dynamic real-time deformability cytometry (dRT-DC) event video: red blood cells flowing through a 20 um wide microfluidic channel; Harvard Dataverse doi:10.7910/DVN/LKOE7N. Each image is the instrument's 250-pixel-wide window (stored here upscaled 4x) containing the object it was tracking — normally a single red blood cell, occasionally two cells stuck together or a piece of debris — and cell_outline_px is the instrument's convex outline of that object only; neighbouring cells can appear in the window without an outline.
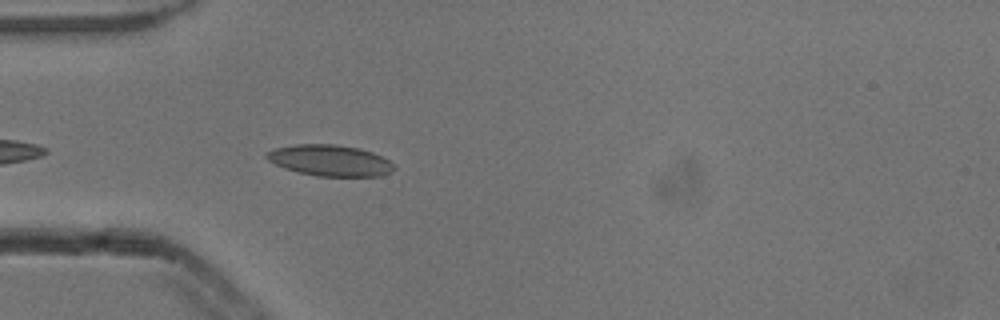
{"species": "common noctule bat (a hibernating species)", "species_latin": "Nyctalus noctula", "temperature_condition": "cold", "stored_images_in_passage": 16, "camera_frame_rate_fps": 3000, "um_per_image_px": 0.085, "animal": {"sex": "male", "body_mass_g": 13.3}, "frame": {"image": 1, "passage_image": 3, "time_ms": 0.667, "image_size_px": [1000, 320], "cell_outline_px": [[396, 168], [380, 176], [316, 176], [284, 168], [268, 160], [264, 156], [264, 152], [272, 148], [296, 144], [332, 144], [360, 148], [372, 152], [388, 160]], "centroid_in_image_um": [27.99, 13.63], "position_along_channel_um": 57.0, "area_um2": 23.06}}
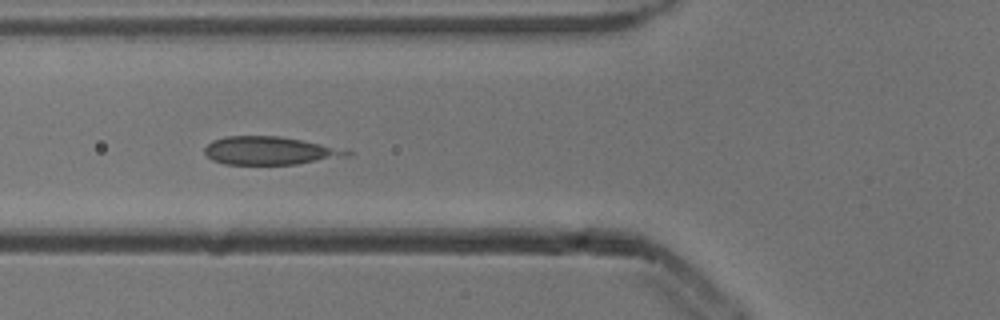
{"frame": {"image": 2, "passage_image": 7, "time_ms": 2.0, "image_size_px": [1000, 320], "cell_outline_px": [[356, 152], [352, 156], [296, 164], [224, 164], [212, 160], [204, 152], [204, 148], [212, 140], [224, 136], [276, 136], [300, 140]], "centroid_in_image_um": [22.92, 12.81], "position_along_channel_um": 102.9, "area_um2": 23.18}}
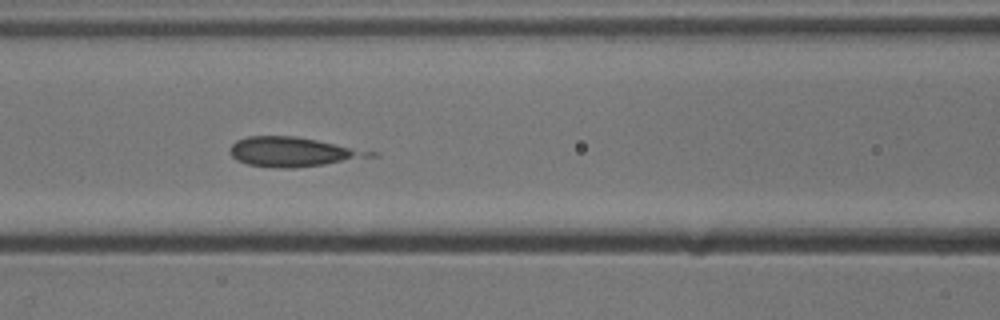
{"frame": {"image": 3, "passage_image": 10, "time_ms": 3.0, "image_size_px": [1000, 320], "cell_outline_px": [[380, 156], [324, 164], [292, 168], [276, 168], [248, 164], [236, 160], [228, 152], [228, 148], [236, 140], [248, 136], [296, 136], [380, 152]], "centroid_in_image_um": [24.93, 12.91], "position_along_channel_um": 141.7, "area_um2": 24.33}}